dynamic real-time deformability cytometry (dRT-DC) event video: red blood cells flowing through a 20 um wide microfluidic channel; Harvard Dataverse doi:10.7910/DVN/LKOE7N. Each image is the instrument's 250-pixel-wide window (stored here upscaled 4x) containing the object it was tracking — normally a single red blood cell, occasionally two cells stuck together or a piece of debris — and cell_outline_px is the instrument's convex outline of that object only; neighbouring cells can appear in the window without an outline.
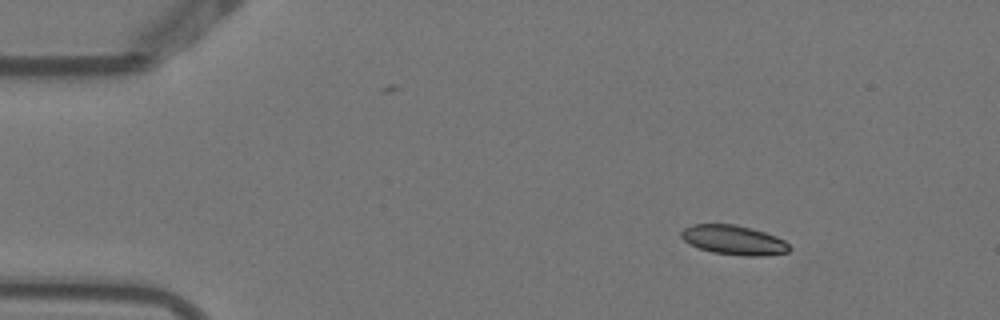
{"species": "Egyptian fruit bat (a non-hibernating species)", "species_latin": "Rousettus aegyptiacus", "temperature_condition": "warm", "stored_images_in_passage": 5, "camera_frame_rate_fps": 3000, "um_per_image_px": 0.085, "animal": {"sex": "female"}, "frame": {"image": 1, "passage_image": 3, "time_ms": 0.667, "image_size_px": [1000, 320], "cell_outline_px": [[792, 248], [788, 252], [760, 256], [744, 256], [712, 252], [688, 244], [680, 236], [680, 232], [684, 228], [692, 224], [736, 224], [752, 228], [776, 236], [784, 240]], "centroid_in_image_um": [62.36, 20.4], "position_along_channel_um": 22.6, "area_um2": 18.67}}